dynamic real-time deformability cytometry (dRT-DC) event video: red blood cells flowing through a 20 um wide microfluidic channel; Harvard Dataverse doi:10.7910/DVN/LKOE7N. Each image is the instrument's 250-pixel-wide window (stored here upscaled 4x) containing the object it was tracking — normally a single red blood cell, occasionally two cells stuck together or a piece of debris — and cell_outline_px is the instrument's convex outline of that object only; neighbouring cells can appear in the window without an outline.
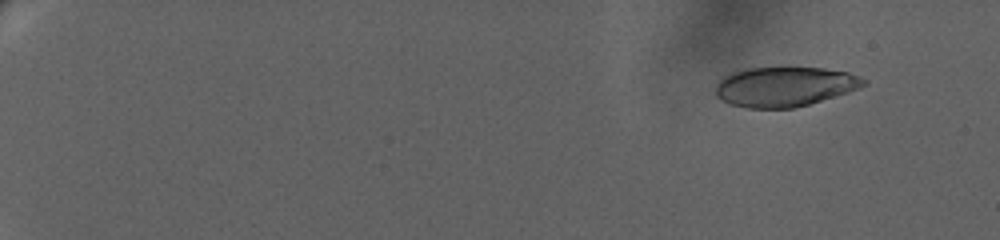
{"species": "human", "species_latin": "Homo sapiens", "temperature_condition": "warm", "stored_images_in_passage": 54, "camera_frame_rate_fps": 3000, "um_per_image_px": 0.085, "donor": {"sex": "female"}, "frame": {"image": 1, "passage_image": 4, "time_ms": 1.667, "image_size_px": [1000, 240], "cell_outline_px": [[868, 84], [860, 88], [848, 92], [808, 104], [792, 108], [748, 108], [732, 104], [720, 100], [716, 96], [716, 84], [724, 76], [732, 72], [748, 68], [824, 68], [848, 72], [860, 76]], "centroid_in_image_um": [66.69, 7.36], "position_along_channel_um": 18.3, "area_um2": 34.1}}
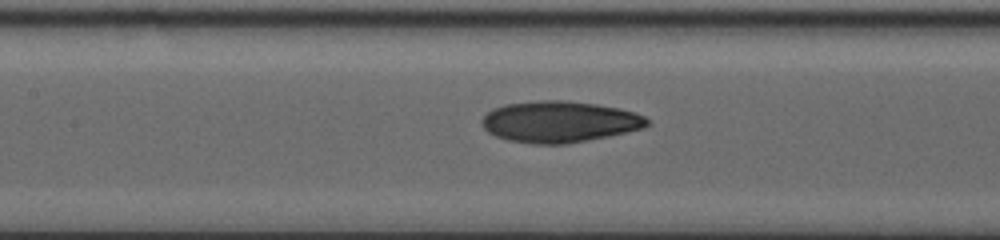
{"frame": {"image": 2, "passage_image": 29, "time_ms": 11.333, "image_size_px": [1000, 240], "cell_outline_px": [[648, 124], [644, 128], [608, 136], [568, 144], [532, 144], [508, 140], [496, 136], [488, 132], [484, 128], [480, 120], [492, 108], [504, 104], [540, 100], [560, 100], [596, 104], [616, 108], [632, 112], [644, 116], [648, 120]], "centroid_in_image_um": [47.5, 10.35], "position_along_channel_um": 159.9, "area_um2": 39.65}}
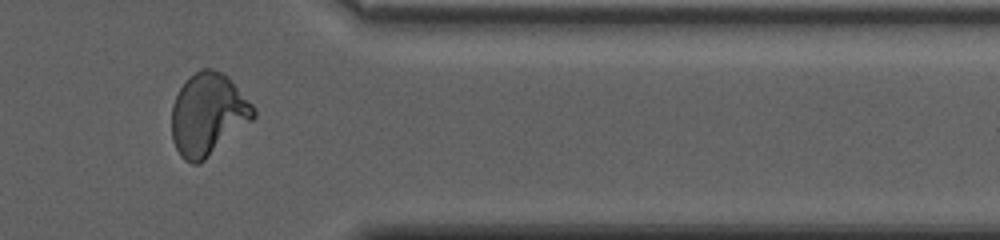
{"frame": {"image": 3, "passage_image": 47, "time_ms": 18.333, "image_size_px": [1000, 240], "cell_outline_px": [[256, 116], [252, 120], [200, 164], [192, 164], [184, 160], [180, 156], [172, 140], [172, 104], [180, 88], [200, 68], [212, 68], [228, 76], [256, 108]], "centroid_in_image_um": [17.68, 9.74], "position_along_channel_um": 393.7, "area_um2": 39.07}, "authors_computed_cell_mechanics": {"area_um2": 37.4833, "velocity_mm_per_s": 3.4313, "shape_relaxation_time_tau1_ms": null, "shape_relaxation_time_tau2_ms": 1.799, "deformation_change_tau1": null, "deformation_change_tau2": 0.0761}}